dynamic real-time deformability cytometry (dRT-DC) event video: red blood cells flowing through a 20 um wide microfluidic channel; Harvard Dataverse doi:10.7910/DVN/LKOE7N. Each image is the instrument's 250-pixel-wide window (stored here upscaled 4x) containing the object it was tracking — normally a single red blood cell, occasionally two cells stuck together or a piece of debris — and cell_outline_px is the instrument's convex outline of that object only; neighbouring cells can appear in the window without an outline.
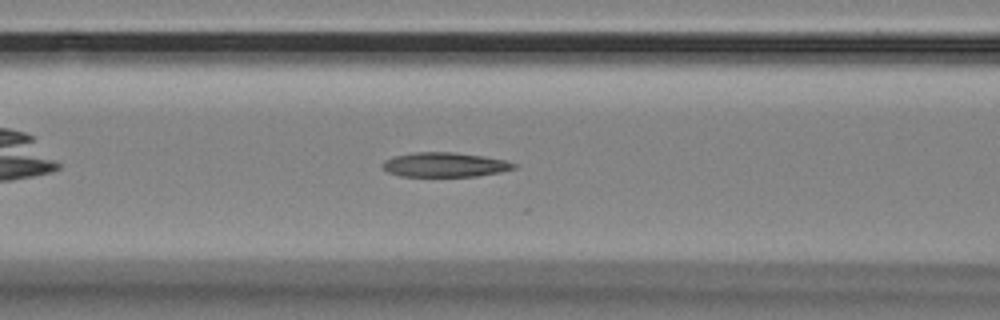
{"species": "Egyptian fruit bat (a non-hibernating species)", "species_latin": "Rousettus aegyptiacus", "temperature_condition": "room temperature", "stored_images_in_passage": 44, "camera_frame_rate_fps": 3000, "um_per_image_px": 0.085, "animal": {"sex": "female"}, "frame": {"image": 1, "passage_image": 11, "time_ms": 3.333, "image_size_px": [1000, 320], "cell_outline_px": [[516, 168], [500, 172], [476, 176], [400, 176], [388, 172], [380, 164], [384, 160], [392, 156], [412, 152], [452, 152], [484, 156], [504, 160], [516, 164]], "centroid_in_image_um": [37.76, 13.99], "position_along_channel_um": 128.8, "area_um2": 18.79}}
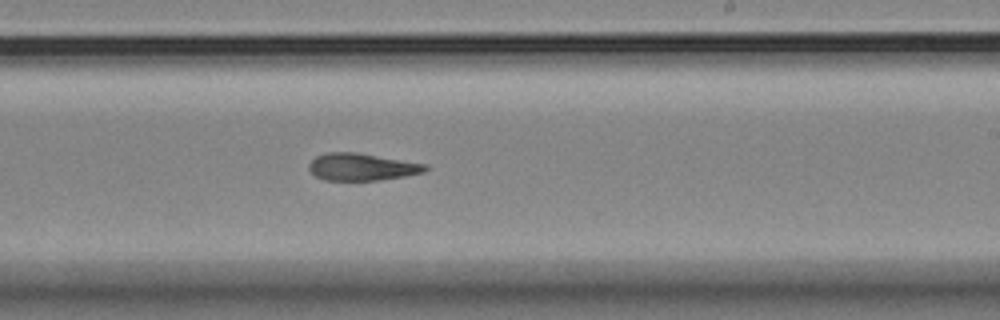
{"frame": {"image": 2, "passage_image": 22, "time_ms": 7.0, "image_size_px": [1000, 320], "cell_outline_px": [[428, 168], [424, 172], [404, 176], [380, 180], [324, 180], [316, 176], [308, 168], [308, 164], [316, 156], [328, 152], [356, 152], [428, 164]], "centroid_in_image_um": [30.76, 14.18], "position_along_channel_um": 258.2, "area_um2": 18.44}}
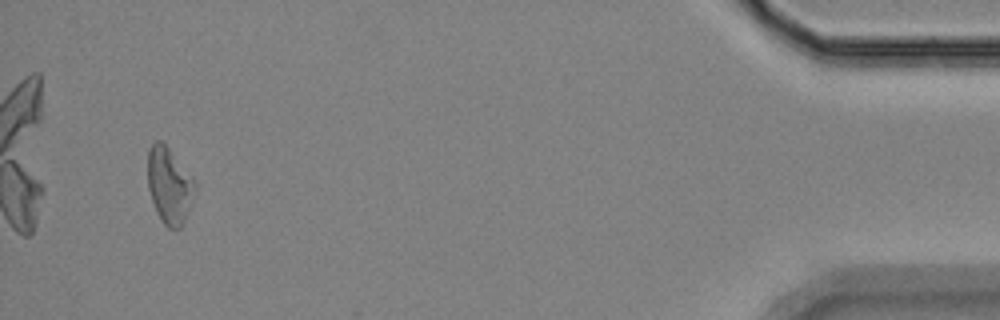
{"frame": {"image": 3, "passage_image": 42, "time_ms": 13.667, "image_size_px": [1000, 320], "cell_outline_px": [[196, 192], [184, 224], [180, 228], [168, 228], [164, 224], [156, 212], [148, 188], [148, 148], [156, 140], [160, 140], [168, 148], [196, 184]], "centroid_in_image_um": [14.39, 15.81], "position_along_channel_um": 420.8, "area_um2": 20.75}, "authors_computed_cell_mechanics": {"area_um2": 19.6231, "velocity_mm_per_s": 3.5498, "shape_relaxation_time_tau1_ms": null, "shape_relaxation_time_tau2_ms": 5.3371, "deformation_change_tau1": null, "deformation_change_tau2": 0.1542}}